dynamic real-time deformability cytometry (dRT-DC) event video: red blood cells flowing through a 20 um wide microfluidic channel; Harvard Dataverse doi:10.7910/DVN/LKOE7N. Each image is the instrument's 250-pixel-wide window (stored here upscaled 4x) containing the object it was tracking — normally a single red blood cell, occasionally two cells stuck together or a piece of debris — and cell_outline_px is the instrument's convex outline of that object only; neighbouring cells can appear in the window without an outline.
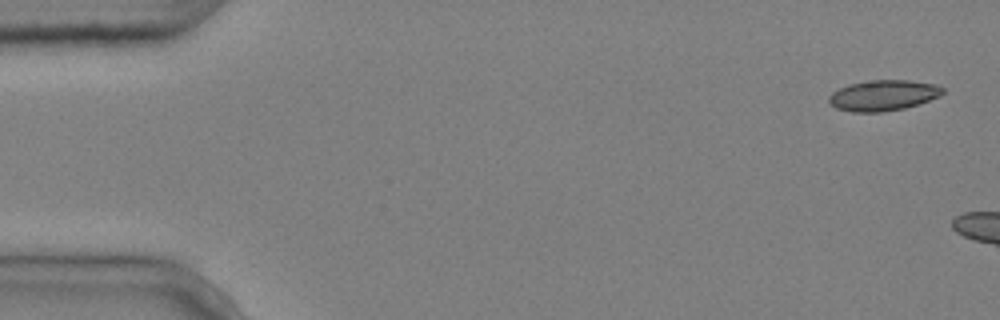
{"species": "common noctule bat (a hibernating species)", "species_latin": "Nyctalus noctula", "temperature_condition": "cold", "stored_images_in_passage": 3, "camera_frame_rate_fps": 3000, "um_per_image_px": 0.085, "animal": {"sex": "male", "body_mass_g": 20.4}, "frame": {"image": 1, "passage_image": 1, "time_ms": 0.0, "image_size_px": [1000, 320], "cell_outline_px": [[944, 92], [940, 96], [904, 108], [880, 112], [852, 112], [836, 108], [828, 100], [828, 96], [832, 92], [848, 84], [872, 80], [908, 80], [936, 84], [944, 88]], "centroid_in_image_um": [75.06, 8.1], "position_along_channel_um": 9.9, "area_um2": 20.23}}